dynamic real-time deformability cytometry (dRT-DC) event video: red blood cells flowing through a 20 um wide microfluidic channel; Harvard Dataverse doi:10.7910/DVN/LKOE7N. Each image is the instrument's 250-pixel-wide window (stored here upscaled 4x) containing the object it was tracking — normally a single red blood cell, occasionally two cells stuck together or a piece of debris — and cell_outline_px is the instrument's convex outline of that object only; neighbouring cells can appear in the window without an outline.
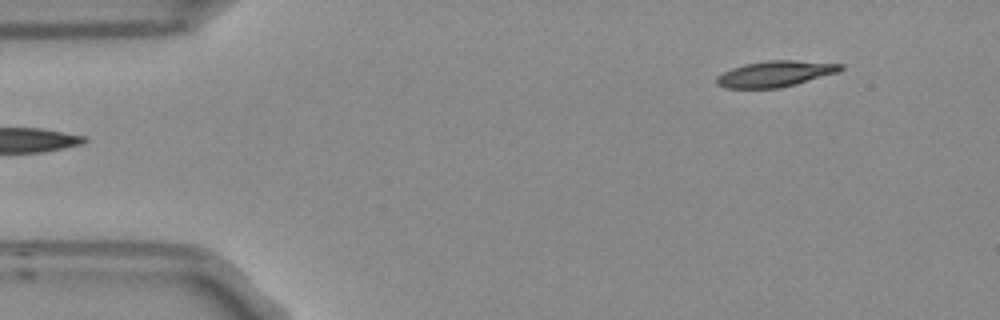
{"species": "Egyptian fruit bat (a non-hibernating species)", "species_latin": "Rousettus aegyptiacus", "temperature_condition": "room temperature", "stored_images_in_passage": 3, "camera_frame_rate_fps": 3000, "um_per_image_px": 0.085, "frame": {"image": 1, "passage_image": 3, "time_ms": 0.667, "image_size_px": [1000, 320], "cell_outline_px": [[844, 68], [836, 72], [796, 84], [780, 88], [724, 88], [716, 84], [716, 76], [732, 68], [744, 64], [768, 60], [796, 60], [844, 64]], "centroid_in_image_um": [65.86, 6.27], "position_along_channel_um": 19.1, "area_um2": 18.67}}